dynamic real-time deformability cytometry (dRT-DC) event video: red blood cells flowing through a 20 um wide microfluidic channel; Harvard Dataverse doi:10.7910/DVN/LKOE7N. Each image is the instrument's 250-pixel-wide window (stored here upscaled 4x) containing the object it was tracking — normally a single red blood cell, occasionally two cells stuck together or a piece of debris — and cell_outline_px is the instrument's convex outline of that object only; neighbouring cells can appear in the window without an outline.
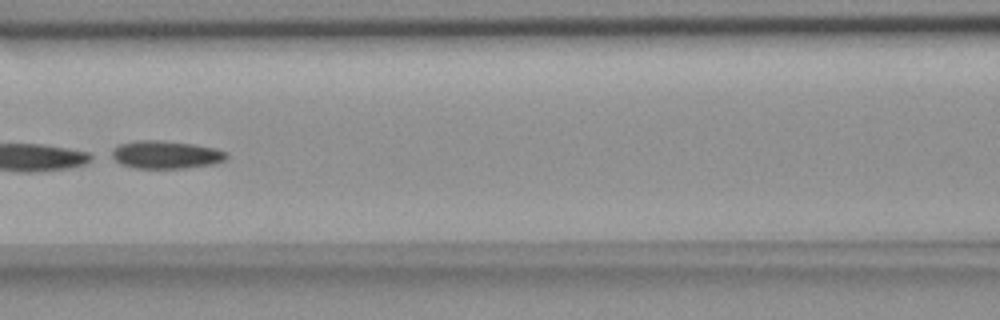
{"species": "common noctule bat (a hibernating species)", "species_latin": "Nyctalus noctula", "temperature_condition": "room temperature", "stored_images_in_passage": 8, "camera_frame_rate_fps": 3000, "um_per_image_px": 0.085, "animal": {"sex": "female", "body_mass_g": 18.4}, "frame": {"image": 1, "passage_image": 7, "time_ms": 6.667, "image_size_px": [1000, 320], "cell_outline_px": [[228, 160], [216, 164], [188, 168], [136, 168], [120, 164], [108, 156], [112, 148], [120, 144], [136, 140], [160, 140], [196, 144], [216, 148], [228, 152]], "centroid_in_image_um": [14.12, 13.15], "position_along_channel_um": 152.5, "area_um2": 19.25}}